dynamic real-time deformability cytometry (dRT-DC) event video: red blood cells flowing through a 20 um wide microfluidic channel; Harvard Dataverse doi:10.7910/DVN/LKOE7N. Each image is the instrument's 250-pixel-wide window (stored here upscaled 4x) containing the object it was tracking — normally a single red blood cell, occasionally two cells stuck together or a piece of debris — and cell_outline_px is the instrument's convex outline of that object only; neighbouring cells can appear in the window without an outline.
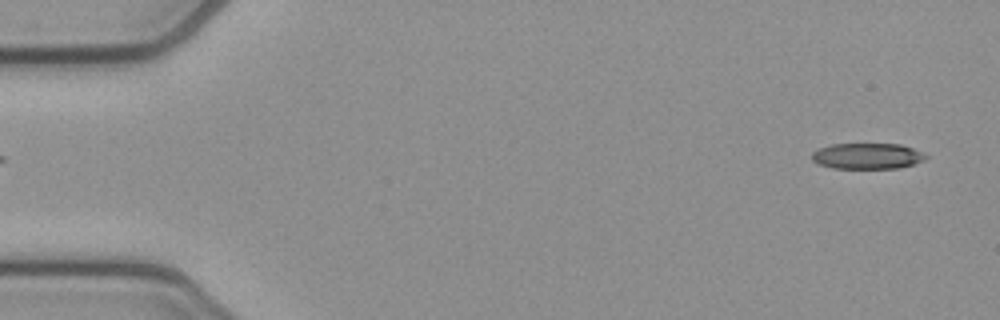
{"species": "common noctule bat (a hibernating species)", "species_latin": "Nyctalus noctula", "temperature_condition": "cold", "stored_images_in_passage": 52, "camera_frame_rate_fps": 3000, "um_per_image_px": 0.085, "animal": {"sex": "female", "body_mass_g": 21.9}, "frame": {"image": 1, "passage_image": 2, "time_ms": 0.333, "image_size_px": [1000, 320], "cell_outline_px": [[928, 156], [924, 160], [900, 168], [832, 168], [820, 164], [812, 160], [812, 152], [820, 148], [832, 144], [900, 144], [912, 148]], "centroid_in_image_um": [73.71, 13.26], "position_along_channel_um": 11.3, "area_um2": 16.99}}
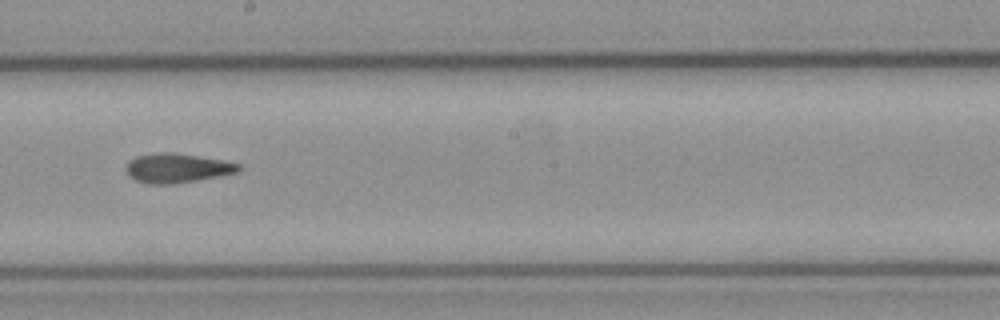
{"frame": {"image": 2, "passage_image": 29, "time_ms": 9.333, "image_size_px": [1000, 320], "cell_outline_px": [[244, 168], [240, 172], [220, 176], [172, 184], [148, 184], [136, 180], [128, 176], [124, 168], [128, 160], [136, 156], [160, 152], [172, 152], [224, 160], [240, 164]], "centroid_in_image_um": [15.06, 14.28], "position_along_channel_um": 233.1, "area_um2": 19.54}}
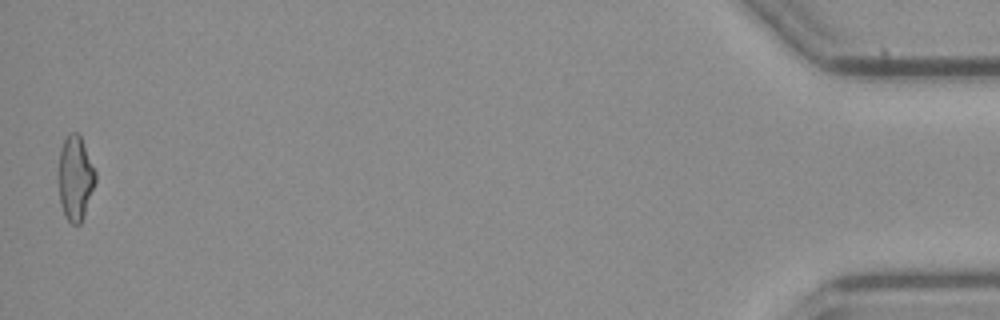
{"frame": {"image": 3, "passage_image": 52, "time_ms": 17.0, "image_size_px": [1000, 320], "cell_outline_px": [[96, 180], [80, 224], [72, 224], [68, 220], [64, 212], [60, 200], [56, 176], [60, 148], [68, 132], [76, 132], [80, 136], [96, 172]], "centroid_in_image_um": [6.36, 15.09], "position_along_channel_um": 428.8, "area_um2": 18.26}, "authors_computed_cell_mechanics": {"area_um2": 18.5538, "velocity_mm_per_s": 3.8445, "shape_relaxation_time_tau1_ms": null, "shape_relaxation_time_tau2_ms": 5.8013, "deformation_change_tau1": null, "deformation_change_tau2": 0.1637}}